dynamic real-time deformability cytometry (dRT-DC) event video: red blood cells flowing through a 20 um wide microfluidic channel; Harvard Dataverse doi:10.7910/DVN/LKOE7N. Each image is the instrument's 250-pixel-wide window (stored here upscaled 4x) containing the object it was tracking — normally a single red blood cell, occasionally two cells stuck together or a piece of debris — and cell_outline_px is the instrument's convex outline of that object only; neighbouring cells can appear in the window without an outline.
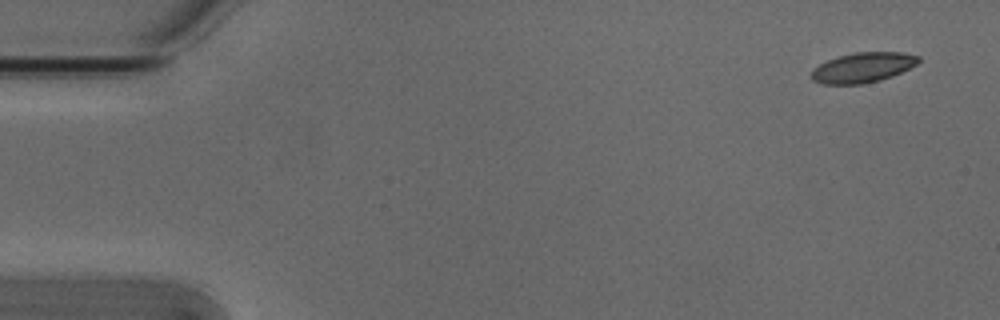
{"species": "Egyptian fruit bat (a non-hibernating species)", "species_latin": "Rousettus aegyptiacus", "temperature_condition": "cold", "stored_images_in_passage": 7, "camera_frame_rate_fps": 3000, "um_per_image_px": 0.085, "animal": {"sex": "male"}, "frame": {"image": 1, "passage_image": 1, "time_ms": 0.0, "image_size_px": [1000, 320], "cell_outline_px": [[920, 60], [916, 64], [892, 76], [880, 80], [864, 84], [820, 84], [812, 80], [812, 68], [836, 56], [852, 52], [904, 52], [920, 56]], "centroid_in_image_um": [73.32, 5.73], "position_along_channel_um": 11.7, "area_um2": 18.84}}
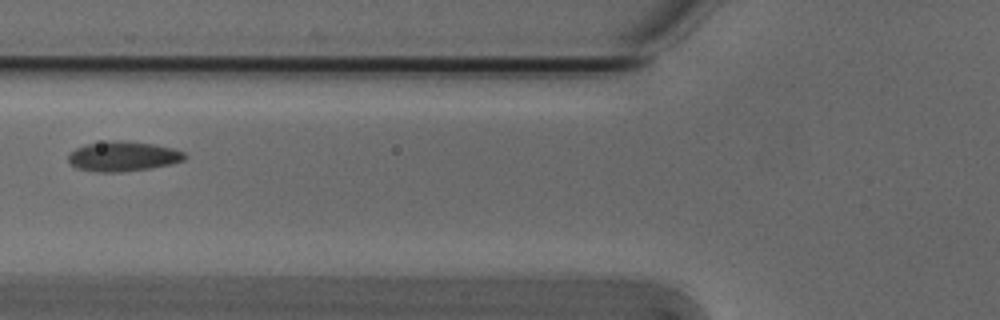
{"frame": {"image": 2, "passage_image": 6, "time_ms": 1.667, "image_size_px": [1000, 320], "cell_outline_px": [[188, 156], [184, 160], [172, 164], [148, 168], [120, 172], [96, 172], [76, 168], [68, 160], [68, 152], [84, 144], [108, 140], [124, 140], [152, 144], [172, 148], [184, 152]], "centroid_in_image_um": [10.43, 13.28], "position_along_channel_um": 115.4, "area_um2": 20.46}}